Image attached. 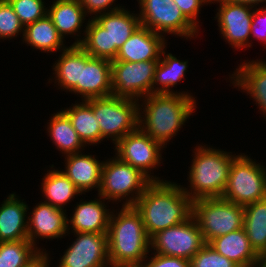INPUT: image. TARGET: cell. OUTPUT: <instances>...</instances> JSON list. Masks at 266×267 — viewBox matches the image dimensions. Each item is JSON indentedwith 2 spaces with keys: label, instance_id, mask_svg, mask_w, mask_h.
Listing matches in <instances>:
<instances>
[{
  "label": "cell",
  "instance_id": "obj_43",
  "mask_svg": "<svg viewBox=\"0 0 266 267\" xmlns=\"http://www.w3.org/2000/svg\"><path fill=\"white\" fill-rule=\"evenodd\" d=\"M103 267H135V266H132V265H121V264H111V263H109V264H107V265H105Z\"/></svg>",
  "mask_w": 266,
  "mask_h": 267
},
{
  "label": "cell",
  "instance_id": "obj_33",
  "mask_svg": "<svg viewBox=\"0 0 266 267\" xmlns=\"http://www.w3.org/2000/svg\"><path fill=\"white\" fill-rule=\"evenodd\" d=\"M19 17L21 24L25 27L45 17L48 7L44 0H7Z\"/></svg>",
  "mask_w": 266,
  "mask_h": 267
},
{
  "label": "cell",
  "instance_id": "obj_9",
  "mask_svg": "<svg viewBox=\"0 0 266 267\" xmlns=\"http://www.w3.org/2000/svg\"><path fill=\"white\" fill-rule=\"evenodd\" d=\"M192 216L204 241L209 243L216 237L243 228L244 208L223 198H203L192 202Z\"/></svg>",
  "mask_w": 266,
  "mask_h": 267
},
{
  "label": "cell",
  "instance_id": "obj_16",
  "mask_svg": "<svg viewBox=\"0 0 266 267\" xmlns=\"http://www.w3.org/2000/svg\"><path fill=\"white\" fill-rule=\"evenodd\" d=\"M66 211L40 201L36 206L34 205L31 212H28V241L40 252L48 250L38 247L39 239L52 241L67 236L68 215Z\"/></svg>",
  "mask_w": 266,
  "mask_h": 267
},
{
  "label": "cell",
  "instance_id": "obj_14",
  "mask_svg": "<svg viewBox=\"0 0 266 267\" xmlns=\"http://www.w3.org/2000/svg\"><path fill=\"white\" fill-rule=\"evenodd\" d=\"M214 3L219 4L214 19L225 42L236 51L250 48V26L255 7L249 4L211 2Z\"/></svg>",
  "mask_w": 266,
  "mask_h": 267
},
{
  "label": "cell",
  "instance_id": "obj_25",
  "mask_svg": "<svg viewBox=\"0 0 266 267\" xmlns=\"http://www.w3.org/2000/svg\"><path fill=\"white\" fill-rule=\"evenodd\" d=\"M208 244L239 267H251L260 257L252 248L244 228L216 237Z\"/></svg>",
  "mask_w": 266,
  "mask_h": 267
},
{
  "label": "cell",
  "instance_id": "obj_11",
  "mask_svg": "<svg viewBox=\"0 0 266 267\" xmlns=\"http://www.w3.org/2000/svg\"><path fill=\"white\" fill-rule=\"evenodd\" d=\"M158 60L111 61L112 95L140 102L152 94V83Z\"/></svg>",
  "mask_w": 266,
  "mask_h": 267
},
{
  "label": "cell",
  "instance_id": "obj_35",
  "mask_svg": "<svg viewBox=\"0 0 266 267\" xmlns=\"http://www.w3.org/2000/svg\"><path fill=\"white\" fill-rule=\"evenodd\" d=\"M190 267H239L206 243L191 259Z\"/></svg>",
  "mask_w": 266,
  "mask_h": 267
},
{
  "label": "cell",
  "instance_id": "obj_5",
  "mask_svg": "<svg viewBox=\"0 0 266 267\" xmlns=\"http://www.w3.org/2000/svg\"><path fill=\"white\" fill-rule=\"evenodd\" d=\"M134 12L123 7L88 18L79 45L92 57L115 60L119 48L141 25L138 13Z\"/></svg>",
  "mask_w": 266,
  "mask_h": 267
},
{
  "label": "cell",
  "instance_id": "obj_27",
  "mask_svg": "<svg viewBox=\"0 0 266 267\" xmlns=\"http://www.w3.org/2000/svg\"><path fill=\"white\" fill-rule=\"evenodd\" d=\"M23 44L43 53H58L68 46L66 40L59 34L48 14L24 27ZM65 41V42H64Z\"/></svg>",
  "mask_w": 266,
  "mask_h": 267
},
{
  "label": "cell",
  "instance_id": "obj_1",
  "mask_svg": "<svg viewBox=\"0 0 266 267\" xmlns=\"http://www.w3.org/2000/svg\"><path fill=\"white\" fill-rule=\"evenodd\" d=\"M181 183L153 181L133 205L151 238L157 232L185 222L192 216V200Z\"/></svg>",
  "mask_w": 266,
  "mask_h": 267
},
{
  "label": "cell",
  "instance_id": "obj_7",
  "mask_svg": "<svg viewBox=\"0 0 266 267\" xmlns=\"http://www.w3.org/2000/svg\"><path fill=\"white\" fill-rule=\"evenodd\" d=\"M224 200L245 206L266 198V167L240 153L232 162Z\"/></svg>",
  "mask_w": 266,
  "mask_h": 267
},
{
  "label": "cell",
  "instance_id": "obj_4",
  "mask_svg": "<svg viewBox=\"0 0 266 267\" xmlns=\"http://www.w3.org/2000/svg\"><path fill=\"white\" fill-rule=\"evenodd\" d=\"M194 148L187 174L190 184L187 188L183 186L184 192L192 201L221 198L227 186L231 164L239 154L203 143Z\"/></svg>",
  "mask_w": 266,
  "mask_h": 267
},
{
  "label": "cell",
  "instance_id": "obj_30",
  "mask_svg": "<svg viewBox=\"0 0 266 267\" xmlns=\"http://www.w3.org/2000/svg\"><path fill=\"white\" fill-rule=\"evenodd\" d=\"M76 102L61 110L69 117L79 138L87 147L99 145L105 139L101 136L99 121L96 120L93 109L85 101Z\"/></svg>",
  "mask_w": 266,
  "mask_h": 267
},
{
  "label": "cell",
  "instance_id": "obj_37",
  "mask_svg": "<svg viewBox=\"0 0 266 267\" xmlns=\"http://www.w3.org/2000/svg\"><path fill=\"white\" fill-rule=\"evenodd\" d=\"M150 255L147 256L139 267H190V260L188 259L164 256L152 252Z\"/></svg>",
  "mask_w": 266,
  "mask_h": 267
},
{
  "label": "cell",
  "instance_id": "obj_34",
  "mask_svg": "<svg viewBox=\"0 0 266 267\" xmlns=\"http://www.w3.org/2000/svg\"><path fill=\"white\" fill-rule=\"evenodd\" d=\"M24 34V26L7 0H0V40H11Z\"/></svg>",
  "mask_w": 266,
  "mask_h": 267
},
{
  "label": "cell",
  "instance_id": "obj_23",
  "mask_svg": "<svg viewBox=\"0 0 266 267\" xmlns=\"http://www.w3.org/2000/svg\"><path fill=\"white\" fill-rule=\"evenodd\" d=\"M15 193H10L0 204V242L28 240L30 207Z\"/></svg>",
  "mask_w": 266,
  "mask_h": 267
},
{
  "label": "cell",
  "instance_id": "obj_44",
  "mask_svg": "<svg viewBox=\"0 0 266 267\" xmlns=\"http://www.w3.org/2000/svg\"><path fill=\"white\" fill-rule=\"evenodd\" d=\"M264 6H265V7H264ZM258 8H259L263 13H266V4H265V5L263 4L262 7L258 6Z\"/></svg>",
  "mask_w": 266,
  "mask_h": 267
},
{
  "label": "cell",
  "instance_id": "obj_3",
  "mask_svg": "<svg viewBox=\"0 0 266 267\" xmlns=\"http://www.w3.org/2000/svg\"><path fill=\"white\" fill-rule=\"evenodd\" d=\"M107 236L111 264L139 267L151 252V238L134 206L112 209Z\"/></svg>",
  "mask_w": 266,
  "mask_h": 267
},
{
  "label": "cell",
  "instance_id": "obj_22",
  "mask_svg": "<svg viewBox=\"0 0 266 267\" xmlns=\"http://www.w3.org/2000/svg\"><path fill=\"white\" fill-rule=\"evenodd\" d=\"M47 14L64 40L68 35H71L69 37L75 39L72 45H79L82 42L84 30L87 28V25L83 24L89 16L79 0H53L52 5L48 6ZM82 29H84L83 33ZM81 34L83 35L81 36Z\"/></svg>",
  "mask_w": 266,
  "mask_h": 267
},
{
  "label": "cell",
  "instance_id": "obj_2",
  "mask_svg": "<svg viewBox=\"0 0 266 267\" xmlns=\"http://www.w3.org/2000/svg\"><path fill=\"white\" fill-rule=\"evenodd\" d=\"M196 101L179 93H152L143 97L138 102V127L167 147L195 113Z\"/></svg>",
  "mask_w": 266,
  "mask_h": 267
},
{
  "label": "cell",
  "instance_id": "obj_17",
  "mask_svg": "<svg viewBox=\"0 0 266 267\" xmlns=\"http://www.w3.org/2000/svg\"><path fill=\"white\" fill-rule=\"evenodd\" d=\"M77 95L80 101L112 95L111 61L92 57L82 47Z\"/></svg>",
  "mask_w": 266,
  "mask_h": 267
},
{
  "label": "cell",
  "instance_id": "obj_20",
  "mask_svg": "<svg viewBox=\"0 0 266 267\" xmlns=\"http://www.w3.org/2000/svg\"><path fill=\"white\" fill-rule=\"evenodd\" d=\"M167 39L140 25L119 48L113 61L141 62L159 60Z\"/></svg>",
  "mask_w": 266,
  "mask_h": 267
},
{
  "label": "cell",
  "instance_id": "obj_8",
  "mask_svg": "<svg viewBox=\"0 0 266 267\" xmlns=\"http://www.w3.org/2000/svg\"><path fill=\"white\" fill-rule=\"evenodd\" d=\"M92 109L101 136L115 145L128 133L138 128V102L113 95L85 101ZM111 138V139H110Z\"/></svg>",
  "mask_w": 266,
  "mask_h": 267
},
{
  "label": "cell",
  "instance_id": "obj_40",
  "mask_svg": "<svg viewBox=\"0 0 266 267\" xmlns=\"http://www.w3.org/2000/svg\"><path fill=\"white\" fill-rule=\"evenodd\" d=\"M49 252H40L33 260H31L26 266L24 267H50V255Z\"/></svg>",
  "mask_w": 266,
  "mask_h": 267
},
{
  "label": "cell",
  "instance_id": "obj_24",
  "mask_svg": "<svg viewBox=\"0 0 266 267\" xmlns=\"http://www.w3.org/2000/svg\"><path fill=\"white\" fill-rule=\"evenodd\" d=\"M167 46L162 50L161 57L155 69L152 83V93H179L189 98L196 99L188 91H174L173 87L178 85L186 77L189 60H180L172 53H168ZM167 51V52H166Z\"/></svg>",
  "mask_w": 266,
  "mask_h": 267
},
{
  "label": "cell",
  "instance_id": "obj_42",
  "mask_svg": "<svg viewBox=\"0 0 266 267\" xmlns=\"http://www.w3.org/2000/svg\"><path fill=\"white\" fill-rule=\"evenodd\" d=\"M251 267H266V256H260Z\"/></svg>",
  "mask_w": 266,
  "mask_h": 267
},
{
  "label": "cell",
  "instance_id": "obj_29",
  "mask_svg": "<svg viewBox=\"0 0 266 267\" xmlns=\"http://www.w3.org/2000/svg\"><path fill=\"white\" fill-rule=\"evenodd\" d=\"M50 117L46 133L62 156L83 152L87 146L79 138L69 117L62 110L53 113Z\"/></svg>",
  "mask_w": 266,
  "mask_h": 267
},
{
  "label": "cell",
  "instance_id": "obj_26",
  "mask_svg": "<svg viewBox=\"0 0 266 267\" xmlns=\"http://www.w3.org/2000/svg\"><path fill=\"white\" fill-rule=\"evenodd\" d=\"M59 53L52 66L54 79L52 76L48 83L54 82L56 88L77 95V82H80L81 74V46L71 44Z\"/></svg>",
  "mask_w": 266,
  "mask_h": 267
},
{
  "label": "cell",
  "instance_id": "obj_15",
  "mask_svg": "<svg viewBox=\"0 0 266 267\" xmlns=\"http://www.w3.org/2000/svg\"><path fill=\"white\" fill-rule=\"evenodd\" d=\"M74 241L63 252L57 267H103L110 263L108 236L102 233H73Z\"/></svg>",
  "mask_w": 266,
  "mask_h": 267
},
{
  "label": "cell",
  "instance_id": "obj_12",
  "mask_svg": "<svg viewBox=\"0 0 266 267\" xmlns=\"http://www.w3.org/2000/svg\"><path fill=\"white\" fill-rule=\"evenodd\" d=\"M114 147L115 156L121 161L141 170L152 181H166L151 173L163 163L162 150L166 147L153 140L139 127L120 139Z\"/></svg>",
  "mask_w": 266,
  "mask_h": 267
},
{
  "label": "cell",
  "instance_id": "obj_31",
  "mask_svg": "<svg viewBox=\"0 0 266 267\" xmlns=\"http://www.w3.org/2000/svg\"><path fill=\"white\" fill-rule=\"evenodd\" d=\"M246 235L254 251L266 256V198L243 206Z\"/></svg>",
  "mask_w": 266,
  "mask_h": 267
},
{
  "label": "cell",
  "instance_id": "obj_6",
  "mask_svg": "<svg viewBox=\"0 0 266 267\" xmlns=\"http://www.w3.org/2000/svg\"><path fill=\"white\" fill-rule=\"evenodd\" d=\"M152 182L141 170L114 155L103 163L97 195L113 204L122 202L121 206H133Z\"/></svg>",
  "mask_w": 266,
  "mask_h": 267
},
{
  "label": "cell",
  "instance_id": "obj_32",
  "mask_svg": "<svg viewBox=\"0 0 266 267\" xmlns=\"http://www.w3.org/2000/svg\"><path fill=\"white\" fill-rule=\"evenodd\" d=\"M39 253L28 240L0 242V267H24Z\"/></svg>",
  "mask_w": 266,
  "mask_h": 267
},
{
  "label": "cell",
  "instance_id": "obj_18",
  "mask_svg": "<svg viewBox=\"0 0 266 267\" xmlns=\"http://www.w3.org/2000/svg\"><path fill=\"white\" fill-rule=\"evenodd\" d=\"M107 201L101 196L93 200H81L76 203L70 216H67V235L70 233H102L107 234L112 213ZM108 208V209H107ZM70 218V219H69ZM71 230V231H69Z\"/></svg>",
  "mask_w": 266,
  "mask_h": 267
},
{
  "label": "cell",
  "instance_id": "obj_13",
  "mask_svg": "<svg viewBox=\"0 0 266 267\" xmlns=\"http://www.w3.org/2000/svg\"><path fill=\"white\" fill-rule=\"evenodd\" d=\"M202 232L195 218L157 232L151 237L152 253L190 260L204 245Z\"/></svg>",
  "mask_w": 266,
  "mask_h": 267
},
{
  "label": "cell",
  "instance_id": "obj_10",
  "mask_svg": "<svg viewBox=\"0 0 266 267\" xmlns=\"http://www.w3.org/2000/svg\"><path fill=\"white\" fill-rule=\"evenodd\" d=\"M138 17L142 26L166 37L171 36L194 39L199 30L184 16L172 0H137ZM177 35V36H176Z\"/></svg>",
  "mask_w": 266,
  "mask_h": 267
},
{
  "label": "cell",
  "instance_id": "obj_39",
  "mask_svg": "<svg viewBox=\"0 0 266 267\" xmlns=\"http://www.w3.org/2000/svg\"><path fill=\"white\" fill-rule=\"evenodd\" d=\"M250 47L253 42L252 39L263 42L264 49L266 48V13H263L259 8L255 7L252 15V22L250 26ZM253 37V38H252ZM252 42V43H251Z\"/></svg>",
  "mask_w": 266,
  "mask_h": 267
},
{
  "label": "cell",
  "instance_id": "obj_21",
  "mask_svg": "<svg viewBox=\"0 0 266 267\" xmlns=\"http://www.w3.org/2000/svg\"><path fill=\"white\" fill-rule=\"evenodd\" d=\"M65 166L61 170L77 189L86 195V192H99L101 186L102 166L96 155L90 153H75L64 156Z\"/></svg>",
  "mask_w": 266,
  "mask_h": 267
},
{
  "label": "cell",
  "instance_id": "obj_41",
  "mask_svg": "<svg viewBox=\"0 0 266 267\" xmlns=\"http://www.w3.org/2000/svg\"><path fill=\"white\" fill-rule=\"evenodd\" d=\"M211 2H229V3H239V4H249L254 7L262 6L266 3V0H211Z\"/></svg>",
  "mask_w": 266,
  "mask_h": 267
},
{
  "label": "cell",
  "instance_id": "obj_28",
  "mask_svg": "<svg viewBox=\"0 0 266 267\" xmlns=\"http://www.w3.org/2000/svg\"><path fill=\"white\" fill-rule=\"evenodd\" d=\"M44 174L41 183V192L43 194V202L48 203L57 208L64 209L67 204L75 199V196H80L82 193L70 181V179L61 172V169L56 168L52 164Z\"/></svg>",
  "mask_w": 266,
  "mask_h": 267
},
{
  "label": "cell",
  "instance_id": "obj_36",
  "mask_svg": "<svg viewBox=\"0 0 266 267\" xmlns=\"http://www.w3.org/2000/svg\"><path fill=\"white\" fill-rule=\"evenodd\" d=\"M176 3L184 16L198 29L200 30V21L198 17L201 13V8L207 4H211V0H172ZM199 21H198V20Z\"/></svg>",
  "mask_w": 266,
  "mask_h": 267
},
{
  "label": "cell",
  "instance_id": "obj_38",
  "mask_svg": "<svg viewBox=\"0 0 266 267\" xmlns=\"http://www.w3.org/2000/svg\"><path fill=\"white\" fill-rule=\"evenodd\" d=\"M79 1L83 9L85 10L86 14L89 16V18H94L99 14L115 11L120 8L126 7L122 6V4L121 6L119 4L116 5L115 3L117 2L116 0H79Z\"/></svg>",
  "mask_w": 266,
  "mask_h": 267
},
{
  "label": "cell",
  "instance_id": "obj_19",
  "mask_svg": "<svg viewBox=\"0 0 266 267\" xmlns=\"http://www.w3.org/2000/svg\"><path fill=\"white\" fill-rule=\"evenodd\" d=\"M249 59L243 60L239 66L229 74L228 80L234 88L245 92L259 107L266 119V61Z\"/></svg>",
  "mask_w": 266,
  "mask_h": 267
}]
</instances>
